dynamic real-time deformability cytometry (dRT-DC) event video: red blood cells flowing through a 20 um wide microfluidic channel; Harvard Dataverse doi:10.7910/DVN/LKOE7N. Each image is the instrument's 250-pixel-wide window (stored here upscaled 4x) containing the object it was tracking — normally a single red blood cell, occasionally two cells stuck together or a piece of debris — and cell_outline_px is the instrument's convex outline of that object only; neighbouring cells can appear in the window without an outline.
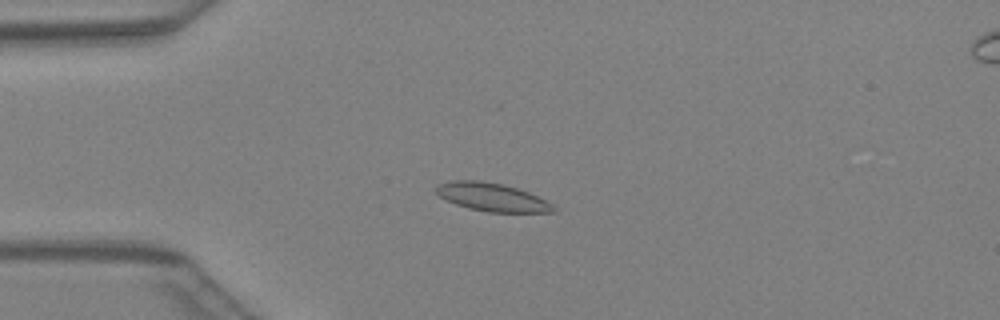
{"species": "Egyptian fruit bat (a non-hibernating species)", "species_latin": "Rousettus aegyptiacus", "temperature_condition": "warm", "stored_images_in_passage": 47, "camera_frame_rate_fps": 3000, "um_per_image_px": 0.085, "animal": {"sex": "female"}, "frame": {"image": 1, "passage_image": 12, "time_ms": 3.667, "image_size_px": [1000, 320], "cell_outline_px": [[556, 212], [488, 212], [468, 208], [444, 200], [432, 188], [436, 184], [452, 180], [480, 180], [500, 184], [516, 188], [528, 192], [552, 204], [556, 208]], "centroid_in_image_um": [41.75, 16.75], "position_along_channel_um": 43.3, "area_um2": 19.31}}
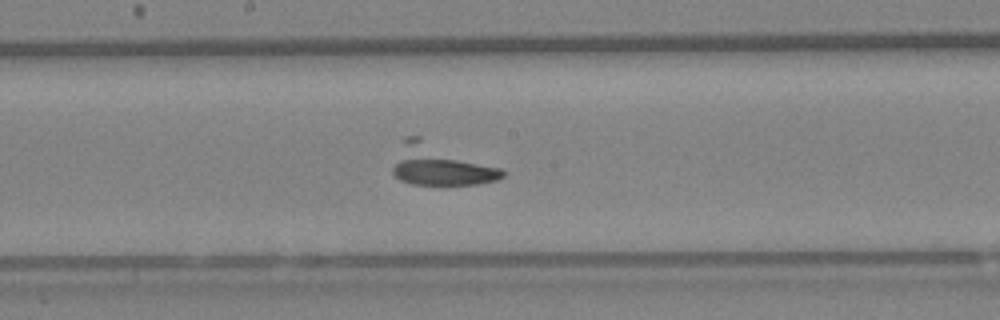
{"frame": {"image": 2, "passage_image": 25, "time_ms": 8.0, "image_size_px": [1000, 320], "cell_outline_px": [[504, 176], [496, 180], [480, 184], [412, 184], [400, 180], [392, 172], [392, 168], [404, 136], [420, 136], [500, 168], [504, 172]], "centroid_in_image_um": [37.39, 14.0], "position_along_channel_um": 210.8, "area_um2": 26.01}}
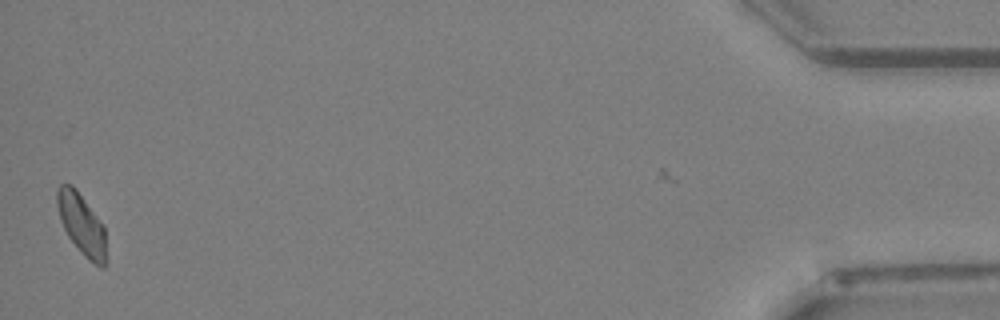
{"frame": {"image": 3, "passage_image": 46, "time_ms": 15.0, "image_size_px": [1000, 320], "cell_outline_px": [[108, 264], [104, 268], [100, 268], [88, 260], [84, 256], [68, 236], [60, 220], [56, 204], [56, 192], [60, 184], [72, 184], [76, 188], [104, 224]], "centroid_in_image_um": [6.98, 19.1], "position_along_channel_um": 428.2, "area_um2": 18.03}}